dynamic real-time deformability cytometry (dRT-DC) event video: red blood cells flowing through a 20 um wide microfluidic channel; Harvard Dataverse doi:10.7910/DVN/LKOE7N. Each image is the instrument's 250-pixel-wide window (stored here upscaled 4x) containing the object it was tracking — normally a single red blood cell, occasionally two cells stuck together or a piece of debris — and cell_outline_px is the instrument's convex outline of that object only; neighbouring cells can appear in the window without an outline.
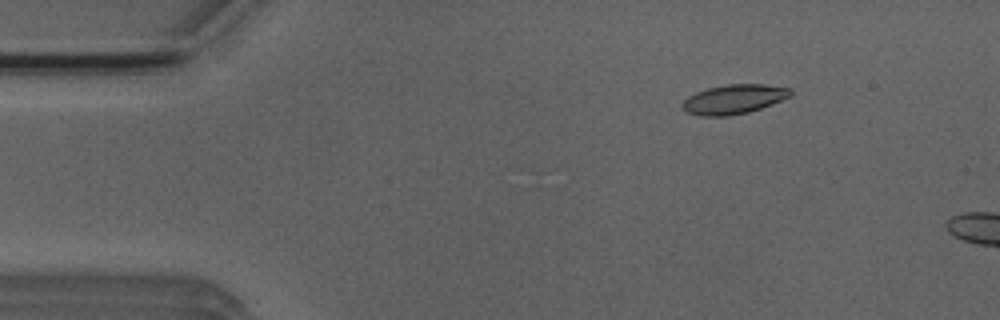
{"species": "Egyptian fruit bat (a non-hibernating species)", "species_latin": "Rousettus aegyptiacus", "temperature_condition": "room temperature", "stored_images_in_passage": 5, "camera_frame_rate_fps": 3000, "um_per_image_px": 0.085, "animal": {"sex": "male"}, "frame": {"image": 1, "passage_image": 2, "time_ms": 1.333, "image_size_px": [1000, 320], "cell_outline_px": [[792, 96], [772, 104], [748, 112], [728, 116], [700, 116], [688, 112], [680, 104], [688, 96], [696, 92], [708, 88], [728, 84], [764, 84], [792, 88]], "centroid_in_image_um": [62.4, 8.43], "position_along_channel_um": 22.6, "area_um2": 18.55}}